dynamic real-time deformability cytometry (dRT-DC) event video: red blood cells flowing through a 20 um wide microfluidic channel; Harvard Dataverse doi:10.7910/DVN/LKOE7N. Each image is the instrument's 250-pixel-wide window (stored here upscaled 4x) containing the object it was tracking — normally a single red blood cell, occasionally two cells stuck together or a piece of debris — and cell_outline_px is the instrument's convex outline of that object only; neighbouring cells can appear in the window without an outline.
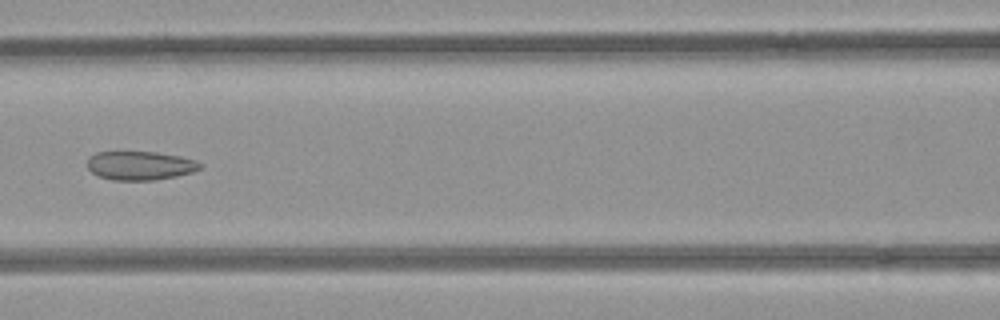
{"species": "common noctule bat (a hibernating species)", "species_latin": "Nyctalus noctula", "temperature_condition": "room temperature", "stored_images_in_passage": 6, "camera_frame_rate_fps": 3000, "um_per_image_px": 0.085, "animal": {"sex": "female", "body_mass_g": 21.9}, "frame": {"image": 1, "passage_image": 6, "time_ms": 1.667, "image_size_px": [1000, 320], "cell_outline_px": [[200, 168], [192, 172], [176, 176], [156, 180], [112, 180], [96, 176], [88, 168], [88, 156], [96, 152], [156, 152], [180, 156], [196, 160], [200, 164]], "centroid_in_image_um": [11.87, 14.08], "position_along_channel_um": 154.7, "area_um2": 18.96}}